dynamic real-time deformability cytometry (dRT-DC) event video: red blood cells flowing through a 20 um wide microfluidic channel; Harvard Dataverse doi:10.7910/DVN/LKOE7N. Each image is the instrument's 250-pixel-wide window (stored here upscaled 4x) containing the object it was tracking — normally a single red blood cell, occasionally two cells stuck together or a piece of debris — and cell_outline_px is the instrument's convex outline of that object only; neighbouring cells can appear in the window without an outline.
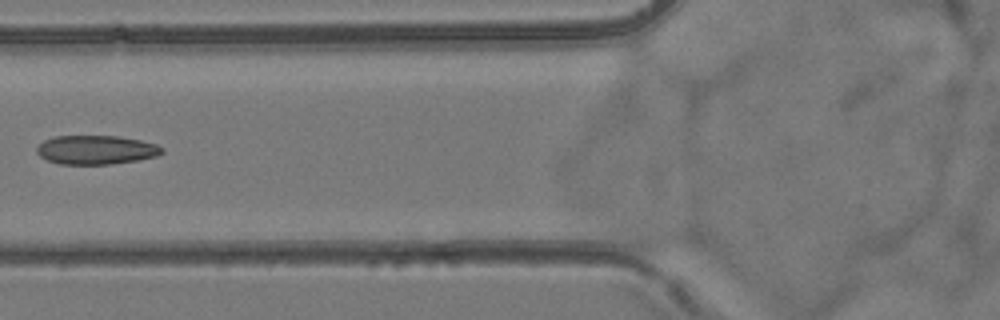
{"species": "common noctule bat (a hibernating species)", "species_latin": "Nyctalus noctula", "temperature_condition": "room temperature", "stored_images_in_passage": 7, "camera_frame_rate_fps": 3000, "um_per_image_px": 0.085, "animal": {"sex": "female", "body_mass_g": 24.6, "forearm_length_mm": 56.2}, "frame": {"image": 1, "passage_image": 6, "time_ms": 6.0, "image_size_px": [1000, 320], "cell_outline_px": [[164, 152], [156, 156], [136, 160], [112, 164], [60, 164], [48, 160], [40, 156], [36, 152], [36, 148], [44, 140], [56, 136], [116, 136], [140, 140], [156, 144], [164, 148]], "centroid_in_image_um": [8.17, 12.73], "position_along_channel_um": 117.6, "area_um2": 21.04}}
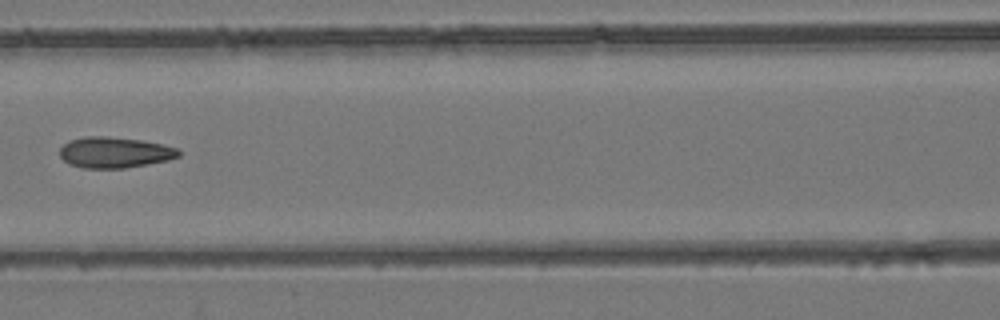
{"frame": {"image": 2, "passage_image": 7, "time_ms": 7.0, "image_size_px": [1000, 320], "cell_outline_px": [[180, 156], [168, 160], [124, 168], [84, 168], [68, 164], [60, 156], [60, 148], [68, 140], [84, 136], [108, 136], [140, 140], [160, 144], [176, 148], [180, 152]], "centroid_in_image_um": [9.7, 12.95], "position_along_channel_um": 156.9, "area_um2": 21.33}}